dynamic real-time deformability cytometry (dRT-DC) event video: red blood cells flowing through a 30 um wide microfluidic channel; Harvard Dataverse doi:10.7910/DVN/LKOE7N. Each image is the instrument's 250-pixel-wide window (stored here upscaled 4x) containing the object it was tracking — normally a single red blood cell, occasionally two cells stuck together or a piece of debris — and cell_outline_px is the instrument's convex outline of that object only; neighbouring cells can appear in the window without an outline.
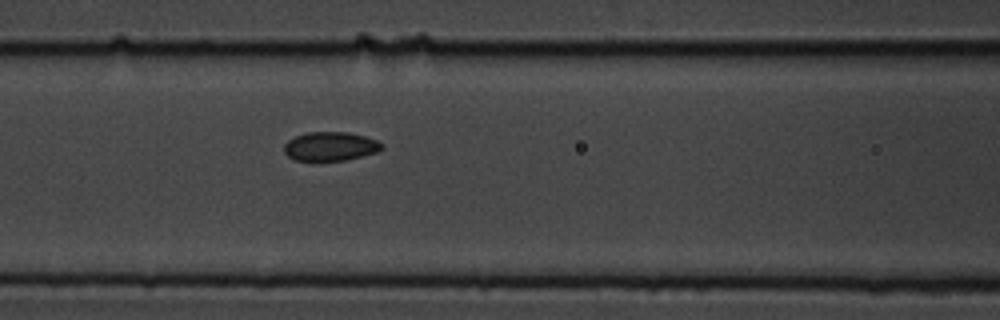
{"species": "common noctule bat (a hibernating species)", "species_latin": "Nyctalus noctula", "temperature_condition": "cold", "stored_images_in_passage": 4, "camera_frame_rate_fps": 3000, "um_per_image_px": 0.085, "animal": {"sex": "male", "body_mass_g": 19.5, "forearm_length_mm": 54.6}, "frame": {"image": 1, "passage_image": 4, "time_ms": 1.0, "image_size_px": [1000, 320], "cell_outline_px": [[384, 148], [380, 152], [348, 160], [316, 164], [296, 160], [288, 156], [284, 152], [284, 144], [288, 140], [296, 136], [308, 132], [348, 132], [364, 136], [376, 140], [384, 144]], "centroid_in_image_um": [28.09, 12.5], "position_along_channel_um": 138.5, "area_um2": 17.34}}